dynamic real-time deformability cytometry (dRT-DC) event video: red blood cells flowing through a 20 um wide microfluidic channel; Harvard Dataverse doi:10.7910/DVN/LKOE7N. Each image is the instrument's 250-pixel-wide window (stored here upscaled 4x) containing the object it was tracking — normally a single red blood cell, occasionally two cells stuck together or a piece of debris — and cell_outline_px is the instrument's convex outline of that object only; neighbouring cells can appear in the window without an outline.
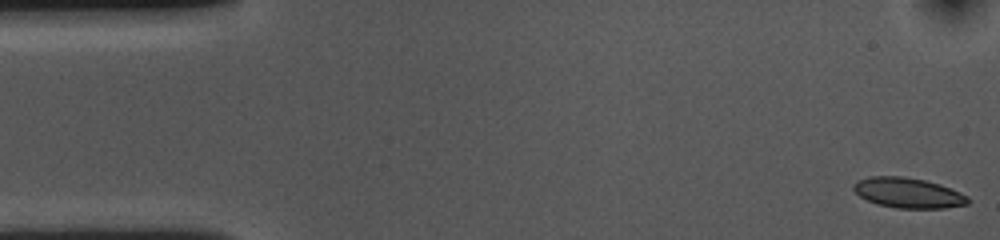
{"species": "common noctule bat (a hibernating species)", "species_latin": "Nyctalus noctula", "temperature_condition": "cold", "stored_images_in_passage": 54, "camera_frame_rate_fps": 3000, "um_per_image_px": 0.085, "animal": {"sex": "female", "body_mass_g": 10.0, "forearm_length_mm": 53.1}, "frame": {"image": 1, "passage_image": 1, "time_ms": 0.0, "image_size_px": [1000, 240], "cell_outline_px": [[972, 200], [968, 204], [944, 208], [896, 208], [876, 204], [860, 196], [852, 188], [852, 184], [856, 180], [868, 176], [904, 176], [924, 180], [940, 184], [960, 192], [968, 196]], "centroid_in_image_um": [77.19, 16.39], "position_along_channel_um": 7.8, "area_um2": 20.35}}
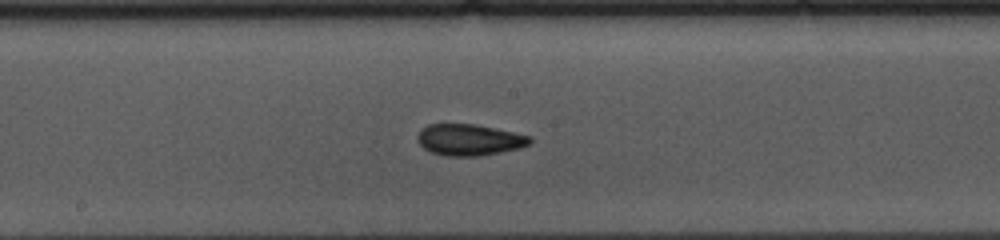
{"frame": {"image": 2, "passage_image": 27, "time_ms": 8.667, "image_size_px": [1000, 240], "cell_outline_px": [[532, 144], [520, 148], [500, 152], [476, 156], [444, 156], [432, 152], [424, 148], [416, 140], [416, 136], [428, 124], [476, 124], [532, 136]], "centroid_in_image_um": [39.91, 11.88], "position_along_channel_um": 208.3, "area_um2": 20.58}}
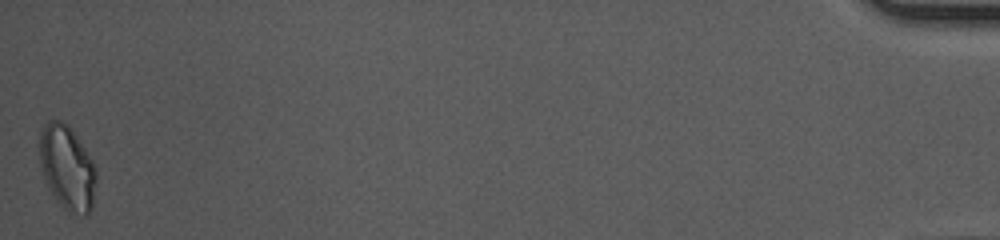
{"frame": {"image": 3, "passage_image": 54, "time_ms": 17.667, "image_size_px": [1000, 240], "cell_outline_px": [[96, 180], [92, 208], [88, 216], [84, 216], [68, 212], [56, 200], [48, 188], [40, 164], [40, 132], [44, 124], [48, 120], [60, 120], [68, 124], [92, 160], [96, 172]], "centroid_in_image_um": [5.71, 14.27], "position_along_channel_um": 429.5, "area_um2": 27.86}, "authors_computed_cell_mechanics": {"area_um2": 20.6057, "velocity_mm_per_s": 3.5906, "shape_relaxation_time_tau1_ms": null, "shape_relaxation_time_tau2_ms": 2.9483, "deformation_change_tau1": null, "deformation_change_tau2": 0.059}}